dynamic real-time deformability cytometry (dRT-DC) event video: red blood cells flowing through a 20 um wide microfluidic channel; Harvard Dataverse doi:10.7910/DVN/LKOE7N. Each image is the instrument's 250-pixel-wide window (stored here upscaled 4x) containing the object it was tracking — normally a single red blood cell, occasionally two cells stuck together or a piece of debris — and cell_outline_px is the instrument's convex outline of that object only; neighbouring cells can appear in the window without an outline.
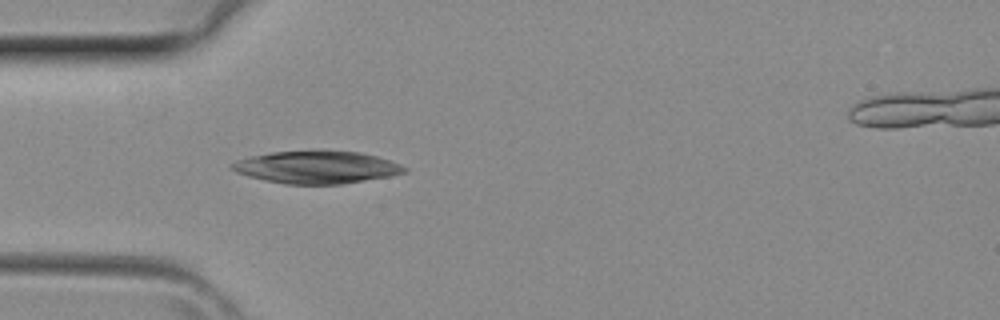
{"species": "common noctule bat (a hibernating species)", "species_latin": "Nyctalus noctula", "temperature_condition": "room temperature", "stored_images_in_passage": 4, "camera_frame_rate_fps": 3000, "um_per_image_px": 0.085, "animal": {"sex": "female", "body_mass_g": 29.2, "forearm_length_mm": 56.3}, "frame": {"image": 1, "passage_image": 3, "time_ms": 0.667, "image_size_px": [1000, 320], "cell_outline_px": [[408, 168], [404, 172], [392, 176], [340, 184], [284, 184], [264, 180], [248, 176], [236, 172], [228, 168], [228, 164], [236, 160], [248, 156], [272, 152], [360, 152], [376, 156], [400, 164]], "centroid_in_image_um": [26.85, 14.23], "position_along_channel_um": 58.1, "area_um2": 32.31}}